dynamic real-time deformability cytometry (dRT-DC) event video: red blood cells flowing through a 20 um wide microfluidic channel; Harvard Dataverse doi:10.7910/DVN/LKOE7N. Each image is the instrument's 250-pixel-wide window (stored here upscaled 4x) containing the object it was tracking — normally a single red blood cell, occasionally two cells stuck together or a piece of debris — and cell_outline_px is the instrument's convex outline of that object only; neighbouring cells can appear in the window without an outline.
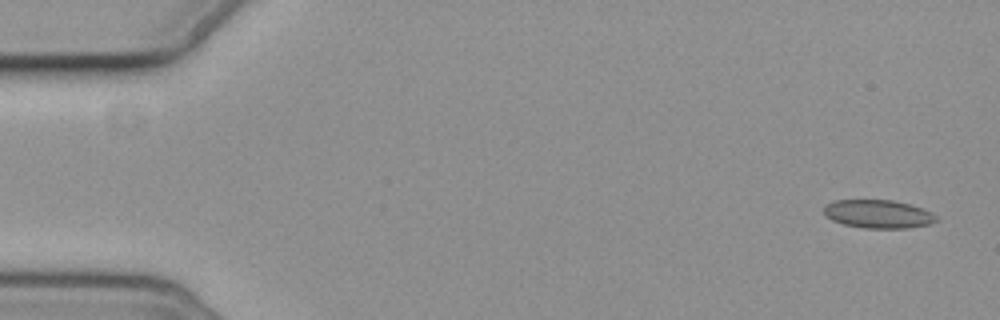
{"species": "common noctule bat (a hibernating species)", "species_latin": "Nyctalus noctula", "temperature_condition": "cold", "stored_images_in_passage": 5, "camera_frame_rate_fps": 3000, "um_per_image_px": 0.085, "animal": {"sex": "female", "body_mass_g": 19.3, "forearm_length_mm": 54.1}, "frame": {"image": 1, "passage_image": 1, "time_ms": 0.0, "image_size_px": [1000, 320], "cell_outline_px": [[940, 220], [928, 224], [908, 228], [864, 228], [844, 224], [832, 220], [824, 212], [824, 208], [828, 204], [836, 200], [892, 200], [924, 208], [932, 212]], "centroid_in_image_um": [74.7, 18.19], "position_along_channel_um": 10.3, "area_um2": 18.44}}